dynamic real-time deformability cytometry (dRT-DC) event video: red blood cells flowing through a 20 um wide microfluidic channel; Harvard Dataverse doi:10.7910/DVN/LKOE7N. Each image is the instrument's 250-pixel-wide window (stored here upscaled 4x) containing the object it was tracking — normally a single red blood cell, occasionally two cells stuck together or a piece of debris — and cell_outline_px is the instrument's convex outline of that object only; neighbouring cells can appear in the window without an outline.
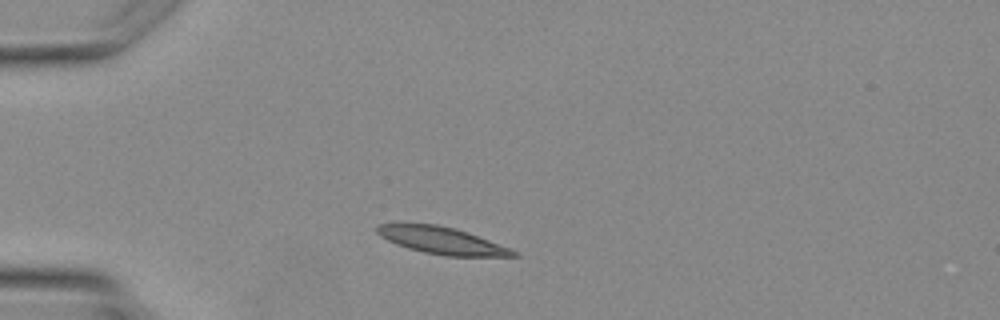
{"species": "Egyptian fruit bat (a non-hibernating species)", "species_latin": "Rousettus aegyptiacus", "temperature_condition": "warm", "stored_images_in_passage": 1, "camera_frame_rate_fps": 3000, "um_per_image_px": 0.085, "animal": {"sex": "female"}, "frame": {"image": 1, "passage_image": 1, "time_ms": 0.0, "image_size_px": [1000, 320], "cell_outline_px": [[520, 256], [448, 256], [424, 252], [408, 248], [396, 244], [380, 236], [376, 232], [376, 224], [436, 224], [452, 228], [476, 236], [508, 248], [516, 252]], "centroid_in_image_um": [37.48, 20.45], "position_along_channel_um": 47.5, "area_um2": 20.75}}